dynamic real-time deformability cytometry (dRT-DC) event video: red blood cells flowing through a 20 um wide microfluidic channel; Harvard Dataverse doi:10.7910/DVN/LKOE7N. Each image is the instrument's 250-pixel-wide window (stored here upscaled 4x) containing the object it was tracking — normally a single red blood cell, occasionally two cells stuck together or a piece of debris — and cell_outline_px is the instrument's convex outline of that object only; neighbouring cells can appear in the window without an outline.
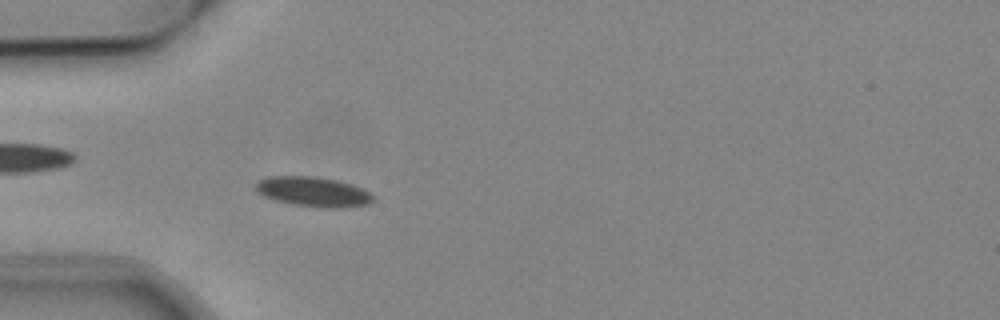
{"species": "common noctule bat (a hibernating species)", "species_latin": "Nyctalus noctula", "temperature_condition": "cold", "stored_images_in_passage": 8, "camera_frame_rate_fps": 3000, "um_per_image_px": 0.085, "animal": {"sex": "male", "body_mass_g": 19.2, "forearm_length_mm": 51.8}, "frame": {"image": 1, "passage_image": 4, "time_ms": 1.0, "image_size_px": [1000, 320], "cell_outline_px": [[372, 200], [368, 204], [336, 208], [324, 208], [292, 204], [276, 200], [264, 196], [256, 192], [256, 184], [260, 180], [268, 176], [312, 176], [336, 180], [360, 188], [368, 192], [372, 196]], "centroid_in_image_um": [26.56, 16.3], "position_along_channel_um": 58.4, "area_um2": 20.0}}
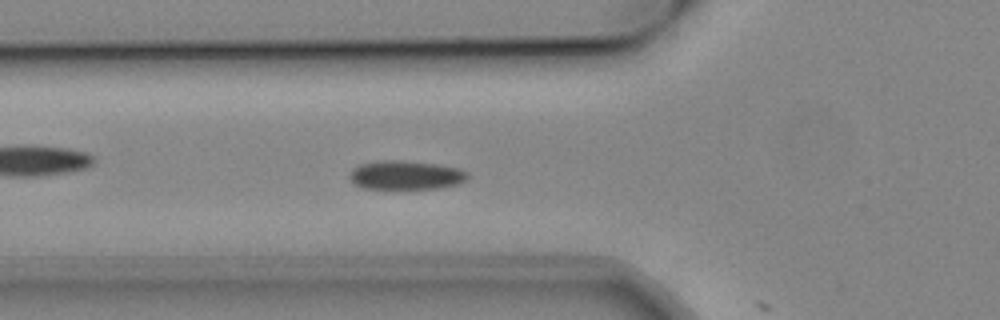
{"frame": {"image": 2, "passage_image": 7, "time_ms": 2.0, "image_size_px": [1000, 320], "cell_outline_px": [[468, 176], [464, 180], [456, 184], [436, 188], [392, 192], [360, 188], [352, 184], [348, 176], [352, 168], [360, 164], [380, 160], [400, 160], [436, 164], [456, 168], [468, 172]], "centroid_in_image_um": [34.36, 14.94], "position_along_channel_um": 91.4, "area_um2": 20.87}}